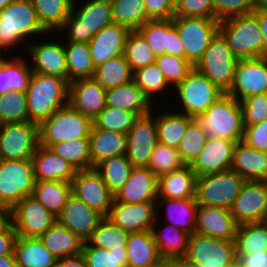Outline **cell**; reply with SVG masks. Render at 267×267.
Listing matches in <instances>:
<instances>
[{
	"label": "cell",
	"mask_w": 267,
	"mask_h": 267,
	"mask_svg": "<svg viewBox=\"0 0 267 267\" xmlns=\"http://www.w3.org/2000/svg\"><path fill=\"white\" fill-rule=\"evenodd\" d=\"M46 34L50 35L40 24L31 0H16L0 11V49L6 55H12L15 46L22 50L23 44L26 52L28 39L30 43L31 38Z\"/></svg>",
	"instance_id": "1"
},
{
	"label": "cell",
	"mask_w": 267,
	"mask_h": 267,
	"mask_svg": "<svg viewBox=\"0 0 267 267\" xmlns=\"http://www.w3.org/2000/svg\"><path fill=\"white\" fill-rule=\"evenodd\" d=\"M74 0L72 12L57 31L64 32V42L89 43L93 35L114 23L110 0ZM78 3V4H77Z\"/></svg>",
	"instance_id": "2"
},
{
	"label": "cell",
	"mask_w": 267,
	"mask_h": 267,
	"mask_svg": "<svg viewBox=\"0 0 267 267\" xmlns=\"http://www.w3.org/2000/svg\"><path fill=\"white\" fill-rule=\"evenodd\" d=\"M26 93L28 121L39 125L68 104L69 83L57 76L33 72Z\"/></svg>",
	"instance_id": "3"
},
{
	"label": "cell",
	"mask_w": 267,
	"mask_h": 267,
	"mask_svg": "<svg viewBox=\"0 0 267 267\" xmlns=\"http://www.w3.org/2000/svg\"><path fill=\"white\" fill-rule=\"evenodd\" d=\"M219 32L237 59L264 57L263 35L253 12L221 20Z\"/></svg>",
	"instance_id": "4"
},
{
	"label": "cell",
	"mask_w": 267,
	"mask_h": 267,
	"mask_svg": "<svg viewBox=\"0 0 267 267\" xmlns=\"http://www.w3.org/2000/svg\"><path fill=\"white\" fill-rule=\"evenodd\" d=\"M194 120L203 129L207 139L242 140L244 125L240 103L226 93Z\"/></svg>",
	"instance_id": "5"
},
{
	"label": "cell",
	"mask_w": 267,
	"mask_h": 267,
	"mask_svg": "<svg viewBox=\"0 0 267 267\" xmlns=\"http://www.w3.org/2000/svg\"><path fill=\"white\" fill-rule=\"evenodd\" d=\"M92 125L89 117L68 103L38 125L39 145L51 148L63 141L89 138Z\"/></svg>",
	"instance_id": "6"
},
{
	"label": "cell",
	"mask_w": 267,
	"mask_h": 267,
	"mask_svg": "<svg viewBox=\"0 0 267 267\" xmlns=\"http://www.w3.org/2000/svg\"><path fill=\"white\" fill-rule=\"evenodd\" d=\"M172 94L178 96L174 98L179 102L177 106L182 108L181 111L179 108L174 111L195 118L202 115L225 93L194 68L184 81L173 88Z\"/></svg>",
	"instance_id": "7"
},
{
	"label": "cell",
	"mask_w": 267,
	"mask_h": 267,
	"mask_svg": "<svg viewBox=\"0 0 267 267\" xmlns=\"http://www.w3.org/2000/svg\"><path fill=\"white\" fill-rule=\"evenodd\" d=\"M237 62L226 39L218 32L194 68L227 93L233 84Z\"/></svg>",
	"instance_id": "8"
},
{
	"label": "cell",
	"mask_w": 267,
	"mask_h": 267,
	"mask_svg": "<svg viewBox=\"0 0 267 267\" xmlns=\"http://www.w3.org/2000/svg\"><path fill=\"white\" fill-rule=\"evenodd\" d=\"M246 180L231 169L196 178L195 200L198 204L231 209Z\"/></svg>",
	"instance_id": "9"
},
{
	"label": "cell",
	"mask_w": 267,
	"mask_h": 267,
	"mask_svg": "<svg viewBox=\"0 0 267 267\" xmlns=\"http://www.w3.org/2000/svg\"><path fill=\"white\" fill-rule=\"evenodd\" d=\"M30 159H0V206L10 211L23 197L32 195L35 186Z\"/></svg>",
	"instance_id": "10"
},
{
	"label": "cell",
	"mask_w": 267,
	"mask_h": 267,
	"mask_svg": "<svg viewBox=\"0 0 267 267\" xmlns=\"http://www.w3.org/2000/svg\"><path fill=\"white\" fill-rule=\"evenodd\" d=\"M183 260L196 267H234L237 264L235 241L193 233Z\"/></svg>",
	"instance_id": "11"
},
{
	"label": "cell",
	"mask_w": 267,
	"mask_h": 267,
	"mask_svg": "<svg viewBox=\"0 0 267 267\" xmlns=\"http://www.w3.org/2000/svg\"><path fill=\"white\" fill-rule=\"evenodd\" d=\"M173 23L183 43L185 59L195 66L219 32L220 21L201 17H173Z\"/></svg>",
	"instance_id": "12"
},
{
	"label": "cell",
	"mask_w": 267,
	"mask_h": 267,
	"mask_svg": "<svg viewBox=\"0 0 267 267\" xmlns=\"http://www.w3.org/2000/svg\"><path fill=\"white\" fill-rule=\"evenodd\" d=\"M38 145L37 124L25 121L0 125V159H30Z\"/></svg>",
	"instance_id": "13"
},
{
	"label": "cell",
	"mask_w": 267,
	"mask_h": 267,
	"mask_svg": "<svg viewBox=\"0 0 267 267\" xmlns=\"http://www.w3.org/2000/svg\"><path fill=\"white\" fill-rule=\"evenodd\" d=\"M9 220L18 236L41 237L57 221V217L30 195L23 197L9 211Z\"/></svg>",
	"instance_id": "14"
},
{
	"label": "cell",
	"mask_w": 267,
	"mask_h": 267,
	"mask_svg": "<svg viewBox=\"0 0 267 267\" xmlns=\"http://www.w3.org/2000/svg\"><path fill=\"white\" fill-rule=\"evenodd\" d=\"M158 143L156 119L153 110L138 116L126 134V158L134 167H147Z\"/></svg>",
	"instance_id": "15"
},
{
	"label": "cell",
	"mask_w": 267,
	"mask_h": 267,
	"mask_svg": "<svg viewBox=\"0 0 267 267\" xmlns=\"http://www.w3.org/2000/svg\"><path fill=\"white\" fill-rule=\"evenodd\" d=\"M71 193L103 217L108 216L114 202V194L95 168L76 171L71 181Z\"/></svg>",
	"instance_id": "16"
},
{
	"label": "cell",
	"mask_w": 267,
	"mask_h": 267,
	"mask_svg": "<svg viewBox=\"0 0 267 267\" xmlns=\"http://www.w3.org/2000/svg\"><path fill=\"white\" fill-rule=\"evenodd\" d=\"M267 93V58L238 59L234 80L226 93L237 101Z\"/></svg>",
	"instance_id": "17"
},
{
	"label": "cell",
	"mask_w": 267,
	"mask_h": 267,
	"mask_svg": "<svg viewBox=\"0 0 267 267\" xmlns=\"http://www.w3.org/2000/svg\"><path fill=\"white\" fill-rule=\"evenodd\" d=\"M230 211L239 225L266 221L267 181L246 180Z\"/></svg>",
	"instance_id": "18"
},
{
	"label": "cell",
	"mask_w": 267,
	"mask_h": 267,
	"mask_svg": "<svg viewBox=\"0 0 267 267\" xmlns=\"http://www.w3.org/2000/svg\"><path fill=\"white\" fill-rule=\"evenodd\" d=\"M61 39L56 41L46 39V41H40V43L38 40H31L26 53L29 56L31 70L34 73L57 76L67 81L64 40Z\"/></svg>",
	"instance_id": "19"
},
{
	"label": "cell",
	"mask_w": 267,
	"mask_h": 267,
	"mask_svg": "<svg viewBox=\"0 0 267 267\" xmlns=\"http://www.w3.org/2000/svg\"><path fill=\"white\" fill-rule=\"evenodd\" d=\"M107 217L128 232L148 231L157 218L156 201L126 204L114 200Z\"/></svg>",
	"instance_id": "20"
},
{
	"label": "cell",
	"mask_w": 267,
	"mask_h": 267,
	"mask_svg": "<svg viewBox=\"0 0 267 267\" xmlns=\"http://www.w3.org/2000/svg\"><path fill=\"white\" fill-rule=\"evenodd\" d=\"M235 144L226 138L207 139L190 167L197 177L230 170Z\"/></svg>",
	"instance_id": "21"
},
{
	"label": "cell",
	"mask_w": 267,
	"mask_h": 267,
	"mask_svg": "<svg viewBox=\"0 0 267 267\" xmlns=\"http://www.w3.org/2000/svg\"><path fill=\"white\" fill-rule=\"evenodd\" d=\"M57 222L86 242L103 216L88 207L83 201L71 194L61 212L56 216Z\"/></svg>",
	"instance_id": "22"
},
{
	"label": "cell",
	"mask_w": 267,
	"mask_h": 267,
	"mask_svg": "<svg viewBox=\"0 0 267 267\" xmlns=\"http://www.w3.org/2000/svg\"><path fill=\"white\" fill-rule=\"evenodd\" d=\"M238 225L229 209L203 204L197 205L195 233L235 241Z\"/></svg>",
	"instance_id": "23"
},
{
	"label": "cell",
	"mask_w": 267,
	"mask_h": 267,
	"mask_svg": "<svg viewBox=\"0 0 267 267\" xmlns=\"http://www.w3.org/2000/svg\"><path fill=\"white\" fill-rule=\"evenodd\" d=\"M68 103L93 120L106 107V90L94 78L72 81Z\"/></svg>",
	"instance_id": "24"
},
{
	"label": "cell",
	"mask_w": 267,
	"mask_h": 267,
	"mask_svg": "<svg viewBox=\"0 0 267 267\" xmlns=\"http://www.w3.org/2000/svg\"><path fill=\"white\" fill-rule=\"evenodd\" d=\"M158 177L148 167H133L130 177L114 195L120 203L132 204L156 201Z\"/></svg>",
	"instance_id": "25"
},
{
	"label": "cell",
	"mask_w": 267,
	"mask_h": 267,
	"mask_svg": "<svg viewBox=\"0 0 267 267\" xmlns=\"http://www.w3.org/2000/svg\"><path fill=\"white\" fill-rule=\"evenodd\" d=\"M129 32L127 27L112 23L93 35L88 45L95 68L124 54L125 40Z\"/></svg>",
	"instance_id": "26"
},
{
	"label": "cell",
	"mask_w": 267,
	"mask_h": 267,
	"mask_svg": "<svg viewBox=\"0 0 267 267\" xmlns=\"http://www.w3.org/2000/svg\"><path fill=\"white\" fill-rule=\"evenodd\" d=\"M35 181H64L71 182L76 168L57 155L51 148L38 145L32 158Z\"/></svg>",
	"instance_id": "27"
},
{
	"label": "cell",
	"mask_w": 267,
	"mask_h": 267,
	"mask_svg": "<svg viewBox=\"0 0 267 267\" xmlns=\"http://www.w3.org/2000/svg\"><path fill=\"white\" fill-rule=\"evenodd\" d=\"M159 221L160 220L157 215L151 231L160 257L163 261H176L183 259L187 252L191 235L171 224L164 223L165 226H160Z\"/></svg>",
	"instance_id": "28"
},
{
	"label": "cell",
	"mask_w": 267,
	"mask_h": 267,
	"mask_svg": "<svg viewBox=\"0 0 267 267\" xmlns=\"http://www.w3.org/2000/svg\"><path fill=\"white\" fill-rule=\"evenodd\" d=\"M231 170L245 180L267 181V152L236 142Z\"/></svg>",
	"instance_id": "29"
},
{
	"label": "cell",
	"mask_w": 267,
	"mask_h": 267,
	"mask_svg": "<svg viewBox=\"0 0 267 267\" xmlns=\"http://www.w3.org/2000/svg\"><path fill=\"white\" fill-rule=\"evenodd\" d=\"M22 54L0 57V95L26 92L33 71L29 59Z\"/></svg>",
	"instance_id": "30"
},
{
	"label": "cell",
	"mask_w": 267,
	"mask_h": 267,
	"mask_svg": "<svg viewBox=\"0 0 267 267\" xmlns=\"http://www.w3.org/2000/svg\"><path fill=\"white\" fill-rule=\"evenodd\" d=\"M197 205L195 198L189 199H170L157 197L156 207L157 215L161 211V207H165L166 217L165 223L180 228L183 232L192 235L195 233L197 226Z\"/></svg>",
	"instance_id": "31"
},
{
	"label": "cell",
	"mask_w": 267,
	"mask_h": 267,
	"mask_svg": "<svg viewBox=\"0 0 267 267\" xmlns=\"http://www.w3.org/2000/svg\"><path fill=\"white\" fill-rule=\"evenodd\" d=\"M126 251L127 267H157L163 262L151 230L130 232Z\"/></svg>",
	"instance_id": "32"
},
{
	"label": "cell",
	"mask_w": 267,
	"mask_h": 267,
	"mask_svg": "<svg viewBox=\"0 0 267 267\" xmlns=\"http://www.w3.org/2000/svg\"><path fill=\"white\" fill-rule=\"evenodd\" d=\"M144 93L133 82L106 90V106L126 110L137 116L148 114L155 110Z\"/></svg>",
	"instance_id": "33"
},
{
	"label": "cell",
	"mask_w": 267,
	"mask_h": 267,
	"mask_svg": "<svg viewBox=\"0 0 267 267\" xmlns=\"http://www.w3.org/2000/svg\"><path fill=\"white\" fill-rule=\"evenodd\" d=\"M196 174L186 165L158 177V197L170 199L195 198Z\"/></svg>",
	"instance_id": "34"
},
{
	"label": "cell",
	"mask_w": 267,
	"mask_h": 267,
	"mask_svg": "<svg viewBox=\"0 0 267 267\" xmlns=\"http://www.w3.org/2000/svg\"><path fill=\"white\" fill-rule=\"evenodd\" d=\"M89 141L91 168H94L103 160L126 154L125 134L91 128Z\"/></svg>",
	"instance_id": "35"
},
{
	"label": "cell",
	"mask_w": 267,
	"mask_h": 267,
	"mask_svg": "<svg viewBox=\"0 0 267 267\" xmlns=\"http://www.w3.org/2000/svg\"><path fill=\"white\" fill-rule=\"evenodd\" d=\"M14 256L17 267H55L57 262L40 237L17 236Z\"/></svg>",
	"instance_id": "36"
},
{
	"label": "cell",
	"mask_w": 267,
	"mask_h": 267,
	"mask_svg": "<svg viewBox=\"0 0 267 267\" xmlns=\"http://www.w3.org/2000/svg\"><path fill=\"white\" fill-rule=\"evenodd\" d=\"M44 246L57 259L82 252L84 241L57 221L40 237Z\"/></svg>",
	"instance_id": "37"
},
{
	"label": "cell",
	"mask_w": 267,
	"mask_h": 267,
	"mask_svg": "<svg viewBox=\"0 0 267 267\" xmlns=\"http://www.w3.org/2000/svg\"><path fill=\"white\" fill-rule=\"evenodd\" d=\"M164 111L165 109H163V113L155 114L158 142L177 149L180 140L194 118L174 110Z\"/></svg>",
	"instance_id": "38"
},
{
	"label": "cell",
	"mask_w": 267,
	"mask_h": 267,
	"mask_svg": "<svg viewBox=\"0 0 267 267\" xmlns=\"http://www.w3.org/2000/svg\"><path fill=\"white\" fill-rule=\"evenodd\" d=\"M67 82L78 79L93 78L95 66L93 65L88 43L64 42Z\"/></svg>",
	"instance_id": "39"
},
{
	"label": "cell",
	"mask_w": 267,
	"mask_h": 267,
	"mask_svg": "<svg viewBox=\"0 0 267 267\" xmlns=\"http://www.w3.org/2000/svg\"><path fill=\"white\" fill-rule=\"evenodd\" d=\"M40 24L47 32H56L72 12L74 0H31Z\"/></svg>",
	"instance_id": "40"
},
{
	"label": "cell",
	"mask_w": 267,
	"mask_h": 267,
	"mask_svg": "<svg viewBox=\"0 0 267 267\" xmlns=\"http://www.w3.org/2000/svg\"><path fill=\"white\" fill-rule=\"evenodd\" d=\"M71 194V182L47 180L35 182L32 196L57 216Z\"/></svg>",
	"instance_id": "41"
},
{
	"label": "cell",
	"mask_w": 267,
	"mask_h": 267,
	"mask_svg": "<svg viewBox=\"0 0 267 267\" xmlns=\"http://www.w3.org/2000/svg\"><path fill=\"white\" fill-rule=\"evenodd\" d=\"M93 78L107 90L131 82L133 70L123 54L97 66Z\"/></svg>",
	"instance_id": "42"
},
{
	"label": "cell",
	"mask_w": 267,
	"mask_h": 267,
	"mask_svg": "<svg viewBox=\"0 0 267 267\" xmlns=\"http://www.w3.org/2000/svg\"><path fill=\"white\" fill-rule=\"evenodd\" d=\"M236 254H253L267 250V220L238 225Z\"/></svg>",
	"instance_id": "43"
},
{
	"label": "cell",
	"mask_w": 267,
	"mask_h": 267,
	"mask_svg": "<svg viewBox=\"0 0 267 267\" xmlns=\"http://www.w3.org/2000/svg\"><path fill=\"white\" fill-rule=\"evenodd\" d=\"M133 167L125 155H120L103 160L94 168L115 195L130 177Z\"/></svg>",
	"instance_id": "44"
},
{
	"label": "cell",
	"mask_w": 267,
	"mask_h": 267,
	"mask_svg": "<svg viewBox=\"0 0 267 267\" xmlns=\"http://www.w3.org/2000/svg\"><path fill=\"white\" fill-rule=\"evenodd\" d=\"M114 23L135 31L150 18L146 14L144 0H110Z\"/></svg>",
	"instance_id": "45"
},
{
	"label": "cell",
	"mask_w": 267,
	"mask_h": 267,
	"mask_svg": "<svg viewBox=\"0 0 267 267\" xmlns=\"http://www.w3.org/2000/svg\"><path fill=\"white\" fill-rule=\"evenodd\" d=\"M133 82L144 93L151 103L155 105V99L160 94L165 95L170 91V86L156 63L133 71ZM169 88V89H168ZM166 91V92H165ZM164 92V94H163Z\"/></svg>",
	"instance_id": "46"
},
{
	"label": "cell",
	"mask_w": 267,
	"mask_h": 267,
	"mask_svg": "<svg viewBox=\"0 0 267 267\" xmlns=\"http://www.w3.org/2000/svg\"><path fill=\"white\" fill-rule=\"evenodd\" d=\"M129 234L130 232L114 224L108 217H103L87 242L92 247L113 250L126 246Z\"/></svg>",
	"instance_id": "47"
},
{
	"label": "cell",
	"mask_w": 267,
	"mask_h": 267,
	"mask_svg": "<svg viewBox=\"0 0 267 267\" xmlns=\"http://www.w3.org/2000/svg\"><path fill=\"white\" fill-rule=\"evenodd\" d=\"M173 25V18L149 19L136 31L147 41V44L158 57L168 54L169 29Z\"/></svg>",
	"instance_id": "48"
},
{
	"label": "cell",
	"mask_w": 267,
	"mask_h": 267,
	"mask_svg": "<svg viewBox=\"0 0 267 267\" xmlns=\"http://www.w3.org/2000/svg\"><path fill=\"white\" fill-rule=\"evenodd\" d=\"M51 149L61 158L71 163L76 170L91 168L89 138L63 141L53 145Z\"/></svg>",
	"instance_id": "49"
},
{
	"label": "cell",
	"mask_w": 267,
	"mask_h": 267,
	"mask_svg": "<svg viewBox=\"0 0 267 267\" xmlns=\"http://www.w3.org/2000/svg\"><path fill=\"white\" fill-rule=\"evenodd\" d=\"M81 253L85 258L87 267H127L126 246L108 250L92 247L86 241Z\"/></svg>",
	"instance_id": "50"
},
{
	"label": "cell",
	"mask_w": 267,
	"mask_h": 267,
	"mask_svg": "<svg viewBox=\"0 0 267 267\" xmlns=\"http://www.w3.org/2000/svg\"><path fill=\"white\" fill-rule=\"evenodd\" d=\"M124 56L133 71L154 63L157 58L147 41L136 30L130 31L126 37Z\"/></svg>",
	"instance_id": "51"
},
{
	"label": "cell",
	"mask_w": 267,
	"mask_h": 267,
	"mask_svg": "<svg viewBox=\"0 0 267 267\" xmlns=\"http://www.w3.org/2000/svg\"><path fill=\"white\" fill-rule=\"evenodd\" d=\"M137 117L135 113L106 106L92 120V128H99L126 135Z\"/></svg>",
	"instance_id": "52"
},
{
	"label": "cell",
	"mask_w": 267,
	"mask_h": 267,
	"mask_svg": "<svg viewBox=\"0 0 267 267\" xmlns=\"http://www.w3.org/2000/svg\"><path fill=\"white\" fill-rule=\"evenodd\" d=\"M28 121L27 93L9 92L0 95V125Z\"/></svg>",
	"instance_id": "53"
},
{
	"label": "cell",
	"mask_w": 267,
	"mask_h": 267,
	"mask_svg": "<svg viewBox=\"0 0 267 267\" xmlns=\"http://www.w3.org/2000/svg\"><path fill=\"white\" fill-rule=\"evenodd\" d=\"M186 166L176 148L157 143L147 167L157 176L169 173L173 170L181 169Z\"/></svg>",
	"instance_id": "54"
},
{
	"label": "cell",
	"mask_w": 267,
	"mask_h": 267,
	"mask_svg": "<svg viewBox=\"0 0 267 267\" xmlns=\"http://www.w3.org/2000/svg\"><path fill=\"white\" fill-rule=\"evenodd\" d=\"M155 63L163 73L171 90L184 81L188 74L194 69V66L185 58L169 54L158 56Z\"/></svg>",
	"instance_id": "55"
},
{
	"label": "cell",
	"mask_w": 267,
	"mask_h": 267,
	"mask_svg": "<svg viewBox=\"0 0 267 267\" xmlns=\"http://www.w3.org/2000/svg\"><path fill=\"white\" fill-rule=\"evenodd\" d=\"M207 141V136L198 123L193 120L184 133L177 150L186 165H190Z\"/></svg>",
	"instance_id": "56"
},
{
	"label": "cell",
	"mask_w": 267,
	"mask_h": 267,
	"mask_svg": "<svg viewBox=\"0 0 267 267\" xmlns=\"http://www.w3.org/2000/svg\"><path fill=\"white\" fill-rule=\"evenodd\" d=\"M239 103L244 126L267 120V93L247 97Z\"/></svg>",
	"instance_id": "57"
},
{
	"label": "cell",
	"mask_w": 267,
	"mask_h": 267,
	"mask_svg": "<svg viewBox=\"0 0 267 267\" xmlns=\"http://www.w3.org/2000/svg\"><path fill=\"white\" fill-rule=\"evenodd\" d=\"M174 17H201L214 19L213 0H178Z\"/></svg>",
	"instance_id": "58"
},
{
	"label": "cell",
	"mask_w": 267,
	"mask_h": 267,
	"mask_svg": "<svg viewBox=\"0 0 267 267\" xmlns=\"http://www.w3.org/2000/svg\"><path fill=\"white\" fill-rule=\"evenodd\" d=\"M213 3L214 19L219 21L254 10V0H213Z\"/></svg>",
	"instance_id": "59"
},
{
	"label": "cell",
	"mask_w": 267,
	"mask_h": 267,
	"mask_svg": "<svg viewBox=\"0 0 267 267\" xmlns=\"http://www.w3.org/2000/svg\"><path fill=\"white\" fill-rule=\"evenodd\" d=\"M241 141L256 150L267 152V120L244 126Z\"/></svg>",
	"instance_id": "60"
},
{
	"label": "cell",
	"mask_w": 267,
	"mask_h": 267,
	"mask_svg": "<svg viewBox=\"0 0 267 267\" xmlns=\"http://www.w3.org/2000/svg\"><path fill=\"white\" fill-rule=\"evenodd\" d=\"M146 14L150 19H169L174 17V0H144Z\"/></svg>",
	"instance_id": "61"
},
{
	"label": "cell",
	"mask_w": 267,
	"mask_h": 267,
	"mask_svg": "<svg viewBox=\"0 0 267 267\" xmlns=\"http://www.w3.org/2000/svg\"><path fill=\"white\" fill-rule=\"evenodd\" d=\"M17 236V232L10 221L0 229V256L14 255Z\"/></svg>",
	"instance_id": "62"
},
{
	"label": "cell",
	"mask_w": 267,
	"mask_h": 267,
	"mask_svg": "<svg viewBox=\"0 0 267 267\" xmlns=\"http://www.w3.org/2000/svg\"><path fill=\"white\" fill-rule=\"evenodd\" d=\"M239 267H267V250L253 254H236Z\"/></svg>",
	"instance_id": "63"
},
{
	"label": "cell",
	"mask_w": 267,
	"mask_h": 267,
	"mask_svg": "<svg viewBox=\"0 0 267 267\" xmlns=\"http://www.w3.org/2000/svg\"><path fill=\"white\" fill-rule=\"evenodd\" d=\"M168 54L185 58V49L174 25L169 29Z\"/></svg>",
	"instance_id": "64"
},
{
	"label": "cell",
	"mask_w": 267,
	"mask_h": 267,
	"mask_svg": "<svg viewBox=\"0 0 267 267\" xmlns=\"http://www.w3.org/2000/svg\"><path fill=\"white\" fill-rule=\"evenodd\" d=\"M55 267H87L82 253L57 259Z\"/></svg>",
	"instance_id": "65"
},
{
	"label": "cell",
	"mask_w": 267,
	"mask_h": 267,
	"mask_svg": "<svg viewBox=\"0 0 267 267\" xmlns=\"http://www.w3.org/2000/svg\"><path fill=\"white\" fill-rule=\"evenodd\" d=\"M252 12L257 16L260 23L261 33L264 40V57L267 58V11L253 10Z\"/></svg>",
	"instance_id": "66"
},
{
	"label": "cell",
	"mask_w": 267,
	"mask_h": 267,
	"mask_svg": "<svg viewBox=\"0 0 267 267\" xmlns=\"http://www.w3.org/2000/svg\"><path fill=\"white\" fill-rule=\"evenodd\" d=\"M0 267H17L14 255L0 256Z\"/></svg>",
	"instance_id": "67"
},
{
	"label": "cell",
	"mask_w": 267,
	"mask_h": 267,
	"mask_svg": "<svg viewBox=\"0 0 267 267\" xmlns=\"http://www.w3.org/2000/svg\"><path fill=\"white\" fill-rule=\"evenodd\" d=\"M9 211L0 206V229L9 222Z\"/></svg>",
	"instance_id": "68"
},
{
	"label": "cell",
	"mask_w": 267,
	"mask_h": 267,
	"mask_svg": "<svg viewBox=\"0 0 267 267\" xmlns=\"http://www.w3.org/2000/svg\"><path fill=\"white\" fill-rule=\"evenodd\" d=\"M254 10L267 11V0H254Z\"/></svg>",
	"instance_id": "69"
},
{
	"label": "cell",
	"mask_w": 267,
	"mask_h": 267,
	"mask_svg": "<svg viewBox=\"0 0 267 267\" xmlns=\"http://www.w3.org/2000/svg\"><path fill=\"white\" fill-rule=\"evenodd\" d=\"M157 267H180V265L176 261H163Z\"/></svg>",
	"instance_id": "70"
},
{
	"label": "cell",
	"mask_w": 267,
	"mask_h": 267,
	"mask_svg": "<svg viewBox=\"0 0 267 267\" xmlns=\"http://www.w3.org/2000/svg\"><path fill=\"white\" fill-rule=\"evenodd\" d=\"M176 262L180 265V267H196L195 265H192L183 259L176 260Z\"/></svg>",
	"instance_id": "71"
},
{
	"label": "cell",
	"mask_w": 267,
	"mask_h": 267,
	"mask_svg": "<svg viewBox=\"0 0 267 267\" xmlns=\"http://www.w3.org/2000/svg\"><path fill=\"white\" fill-rule=\"evenodd\" d=\"M16 0H0V11L3 10L7 5Z\"/></svg>",
	"instance_id": "72"
},
{
	"label": "cell",
	"mask_w": 267,
	"mask_h": 267,
	"mask_svg": "<svg viewBox=\"0 0 267 267\" xmlns=\"http://www.w3.org/2000/svg\"><path fill=\"white\" fill-rule=\"evenodd\" d=\"M6 54L0 49V57H4Z\"/></svg>",
	"instance_id": "73"
}]
</instances>
